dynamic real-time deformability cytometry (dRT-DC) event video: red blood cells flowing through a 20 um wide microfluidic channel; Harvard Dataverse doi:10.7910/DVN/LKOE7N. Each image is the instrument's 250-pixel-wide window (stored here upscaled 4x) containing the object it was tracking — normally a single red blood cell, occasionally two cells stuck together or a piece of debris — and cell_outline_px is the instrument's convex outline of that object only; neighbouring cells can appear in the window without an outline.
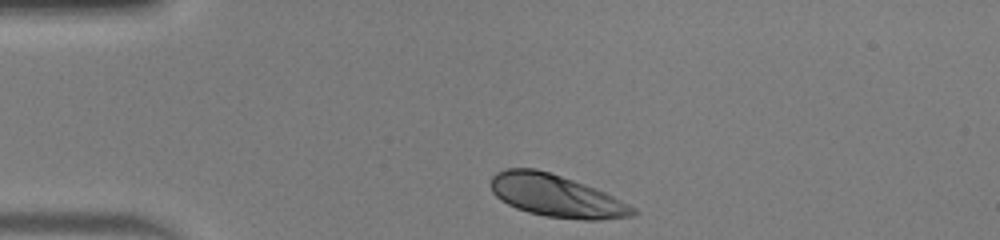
{"species": "human", "species_latin": "Homo sapiens", "temperature_condition": "warm", "stored_images_in_passage": 32, "camera_frame_rate_fps": 3000, "um_per_image_px": 0.085, "donor": {"sex": "male"}, "frame": {"image": 1, "passage_image": 1, "time_ms": 0.0, "image_size_px": [1000, 240], "cell_outline_px": [[640, 212], [632, 216], [600, 220], [584, 220], [544, 216], [528, 212], [516, 208], [500, 200], [492, 192], [488, 184], [492, 176], [496, 172], [504, 168], [536, 168], [572, 180], [604, 192], [636, 208]], "centroid_in_image_um": [47.23, 16.65], "position_along_channel_um": 37.8, "area_um2": 35.03}}
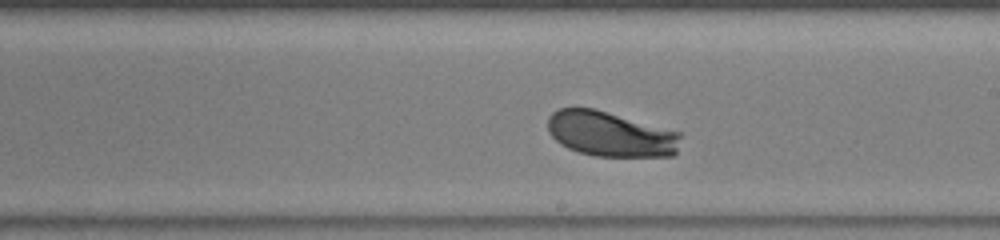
{"frame": {"image": 2, "passage_image": 19, "time_ms": 6.0, "image_size_px": [1000, 240], "cell_outline_px": [[680, 136], [676, 152], [672, 156], [596, 156], [580, 152], [568, 148], [560, 144], [548, 132], [548, 116], [552, 112], [560, 108], [592, 108], [680, 132]], "centroid_in_image_um": [51.86, 11.39], "position_along_channel_um": 237.1, "area_um2": 34.56}}
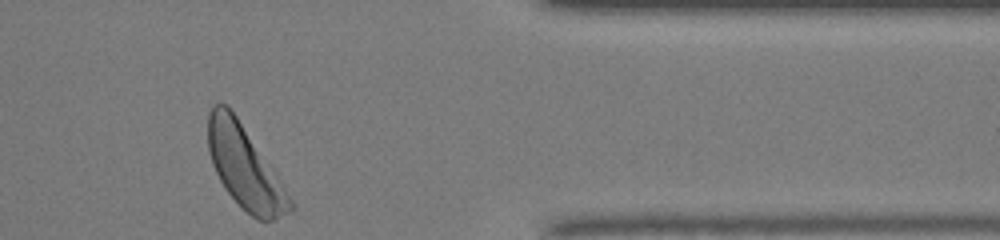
{"frame": {"image": 3, "passage_image": 32, "time_ms": 10.333, "image_size_px": [1000, 240], "cell_outline_px": [[292, 208], [288, 212], [276, 220], [256, 220], [228, 192], [220, 180], [212, 164], [208, 148], [208, 112], [212, 104], [228, 104], [276, 172], [292, 200]], "centroid_in_image_um": [20.8, 14.18], "position_along_channel_um": 390.6, "area_um2": 38.96}, "authors_computed_cell_mechanics": {"area_um2": 35.258, "velocity_mm_per_s": 4.0112, "shape_relaxation_time_tau1_ms": 1.2344, "shape_relaxation_time_tau2_ms": null, "deformation_change_tau1": 0.1266, "deformation_change_tau2": null}}